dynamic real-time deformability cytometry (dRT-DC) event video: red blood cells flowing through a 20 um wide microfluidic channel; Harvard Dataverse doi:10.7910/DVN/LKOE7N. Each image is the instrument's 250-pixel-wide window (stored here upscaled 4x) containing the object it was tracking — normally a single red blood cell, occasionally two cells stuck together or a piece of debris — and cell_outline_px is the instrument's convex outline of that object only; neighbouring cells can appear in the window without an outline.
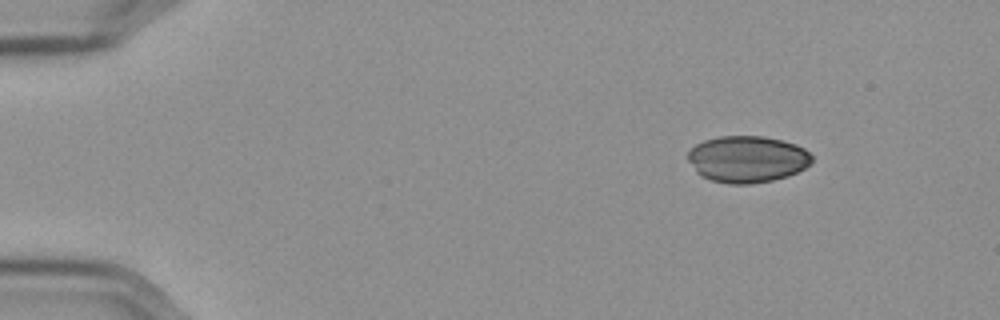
{"species": "Egyptian fruit bat (a non-hibernating species)", "species_latin": "Rousettus aegyptiacus", "temperature_condition": "cold", "stored_images_in_passage": 12, "camera_frame_rate_fps": 3000, "um_per_image_px": 0.085, "frame": {"image": 1, "passage_image": 1, "time_ms": 0.0, "image_size_px": [1000, 320], "cell_outline_px": [[812, 160], [804, 168], [788, 176], [772, 180], [752, 184], [728, 184], [712, 180], [700, 176], [696, 172], [688, 160], [688, 152], [696, 144], [704, 140], [720, 136], [764, 136], [796, 144], [804, 148], [812, 156]], "centroid_in_image_um": [63.5, 13.53], "position_along_channel_um": 21.5, "area_um2": 33.7}}
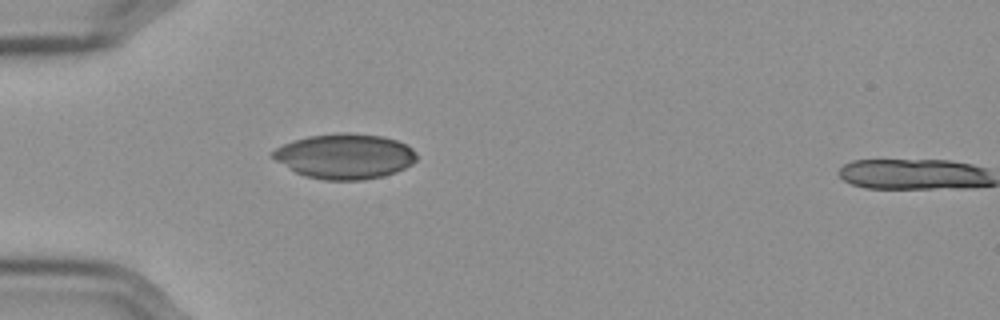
{"frame": {"image": 2, "passage_image": 11, "time_ms": 3.333, "image_size_px": [1000, 320], "cell_outline_px": [[416, 160], [412, 164], [396, 172], [384, 176], [364, 180], [324, 180], [304, 176], [288, 168], [276, 160], [272, 156], [272, 152], [276, 148], [284, 144], [308, 136], [344, 132], [348, 132], [380, 136], [396, 140], [412, 148], [416, 152]], "centroid_in_image_um": [29.33, 13.29], "position_along_channel_um": 55.7, "area_um2": 37.69}}